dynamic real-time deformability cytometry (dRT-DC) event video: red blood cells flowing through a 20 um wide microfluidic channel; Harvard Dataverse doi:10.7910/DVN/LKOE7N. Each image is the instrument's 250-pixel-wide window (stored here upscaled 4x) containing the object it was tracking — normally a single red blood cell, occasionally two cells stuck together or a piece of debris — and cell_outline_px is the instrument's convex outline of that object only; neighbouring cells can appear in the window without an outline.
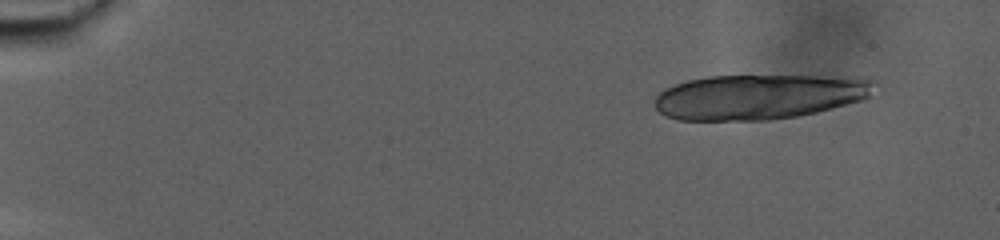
{"species": "human", "species_latin": "Homo sapiens", "temperature_condition": "warm", "stored_images_in_passage": 26, "camera_frame_rate_fps": 3000, "um_per_image_px": 0.085, "donor": {"sex": "male"}, "frame": {"image": 1, "passage_image": 1, "time_ms": 0.0, "image_size_px": [1000, 240], "cell_outline_px": [[876, 80], [868, 96], [860, 100], [832, 108], [816, 112], [796, 116], [768, 120], [676, 120], [664, 116], [656, 108], [656, 96], [664, 88], [688, 80], [708, 76], [816, 76]], "centroid_in_image_um": [64.42, 8.23], "position_along_channel_um": 20.6, "area_um2": 57.05}}